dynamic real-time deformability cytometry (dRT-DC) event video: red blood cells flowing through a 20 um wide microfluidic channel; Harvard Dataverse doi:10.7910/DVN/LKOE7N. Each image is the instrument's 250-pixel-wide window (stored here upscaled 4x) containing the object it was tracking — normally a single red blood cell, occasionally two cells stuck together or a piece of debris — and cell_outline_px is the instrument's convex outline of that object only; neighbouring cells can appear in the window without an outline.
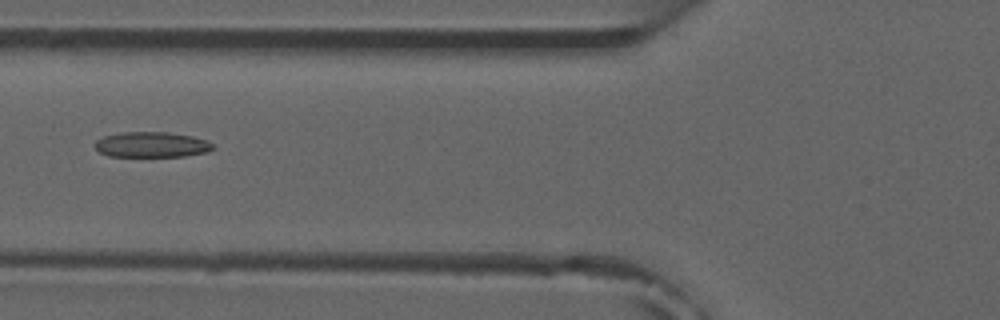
{"species": "common noctule bat (a hibernating species)", "species_latin": "Nyctalus noctula", "temperature_condition": "room temperature", "stored_images_in_passage": 6, "camera_frame_rate_fps": 3000, "um_per_image_px": 0.085, "animal": {"sex": "male", "forearm_length_mm": 52.5}, "frame": {"image": 1, "passage_image": 5, "time_ms": 4.667, "image_size_px": [1000, 320], "cell_outline_px": [[216, 148], [208, 152], [184, 156], [108, 156], [100, 152], [92, 144], [96, 140], [104, 136], [120, 132], [168, 132], [192, 136], [204, 140], [212, 144]], "centroid_in_image_um": [12.87, 12.29], "position_along_channel_um": 112.9, "area_um2": 17.51}}
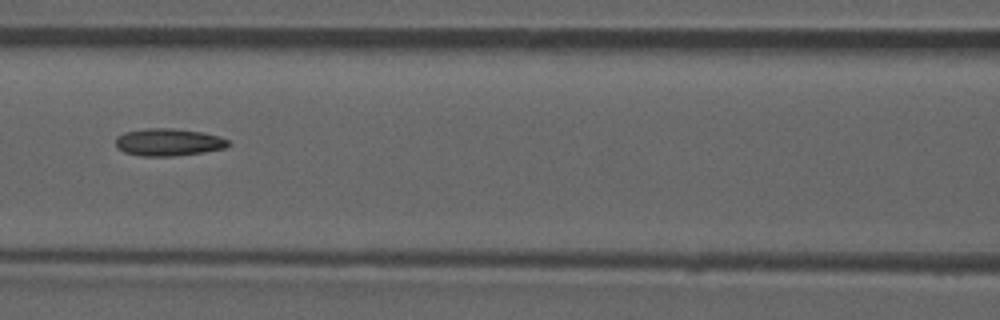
{"frame": {"image": 2, "passage_image": 6, "time_ms": 5.667, "image_size_px": [1000, 320], "cell_outline_px": [[232, 144], [224, 148], [204, 152], [172, 156], [140, 156], [124, 152], [116, 148], [116, 136], [124, 132], [148, 128], [172, 128], [204, 132], [220, 136], [228, 140]], "centroid_in_image_um": [14.32, 12.08], "position_along_channel_um": 152.3, "area_um2": 18.15}}